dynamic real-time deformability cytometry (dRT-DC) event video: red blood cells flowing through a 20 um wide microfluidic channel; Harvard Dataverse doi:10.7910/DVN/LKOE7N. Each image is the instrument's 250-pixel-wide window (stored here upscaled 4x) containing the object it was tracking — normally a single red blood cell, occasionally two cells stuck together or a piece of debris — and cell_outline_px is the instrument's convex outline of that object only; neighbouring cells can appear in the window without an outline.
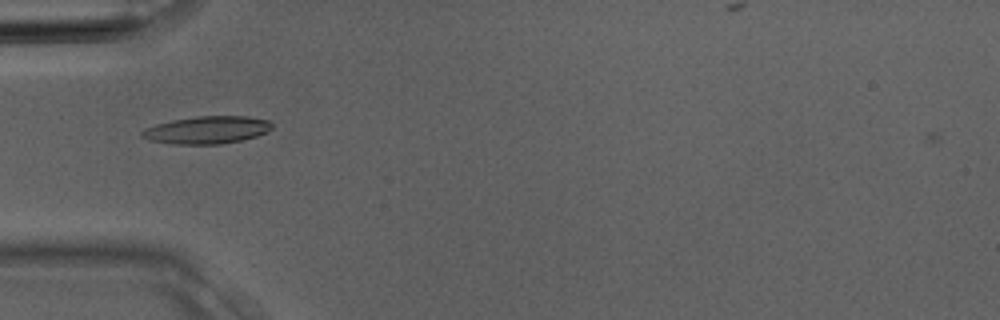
{"species": "Egyptian fruit bat (a non-hibernating species)", "species_latin": "Rousettus aegyptiacus", "temperature_condition": "room temperature", "stored_images_in_passage": 3, "camera_frame_rate_fps": 3000, "um_per_image_px": 0.085, "animal": {"sex": "male"}, "frame": {"image": 1, "passage_image": 3, "time_ms": 0.667, "image_size_px": [1000, 320], "cell_outline_px": [[272, 128], [268, 132], [256, 136], [240, 140], [220, 144], [172, 144], [148, 140], [140, 136], [140, 132], [144, 128], [156, 124], [172, 120], [196, 116], [248, 116], [268, 120], [272, 124]], "centroid_in_image_um": [17.56, 11.04], "position_along_channel_um": 67.4, "area_um2": 20.98}}